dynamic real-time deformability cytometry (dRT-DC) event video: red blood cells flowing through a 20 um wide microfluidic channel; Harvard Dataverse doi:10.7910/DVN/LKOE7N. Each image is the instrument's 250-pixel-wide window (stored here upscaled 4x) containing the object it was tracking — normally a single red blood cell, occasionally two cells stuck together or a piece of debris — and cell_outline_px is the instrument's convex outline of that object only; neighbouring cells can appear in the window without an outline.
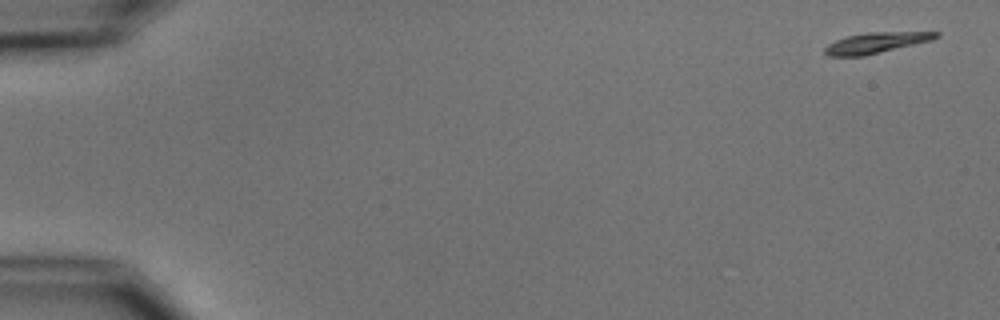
{"species": "common noctule bat (a hibernating species)", "species_latin": "Nyctalus noctula", "temperature_condition": "cold", "stored_images_in_passage": 8, "camera_frame_rate_fps": 3000, "um_per_image_px": 0.085, "animal": {"sex": "male", "body_mass_g": 15.6}, "frame": {"image": 1, "passage_image": 1, "time_ms": 0.0, "image_size_px": [1000, 320], "cell_outline_px": [[940, 36], [932, 40], [864, 56], [828, 56], [824, 52], [824, 48], [828, 44], [836, 40], [848, 36], [864, 32], [940, 32]], "centroid_in_image_um": [74.45, 3.63], "position_along_channel_um": 10.5, "area_um2": 13.35}}
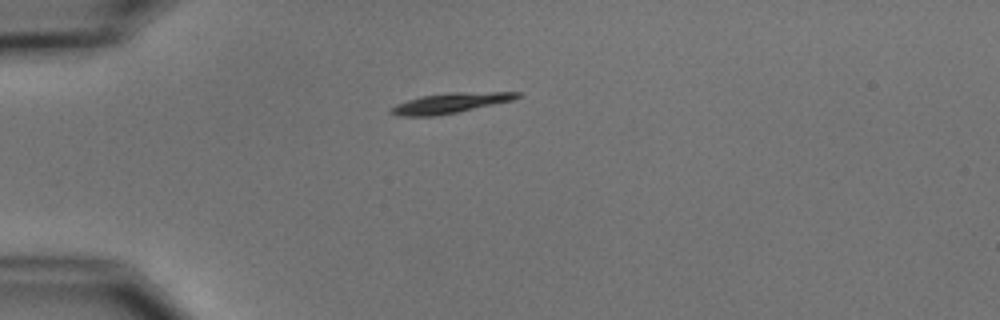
{"frame": {"image": 2, "passage_image": 4, "time_ms": 4.333, "image_size_px": [1000, 320], "cell_outline_px": [[520, 96], [516, 100], [456, 112], [432, 116], [400, 116], [388, 112], [388, 108], [396, 104], [420, 96], [448, 92], [520, 92]], "centroid_in_image_um": [38.26, 8.75], "position_along_channel_um": 46.7, "area_um2": 14.91}}